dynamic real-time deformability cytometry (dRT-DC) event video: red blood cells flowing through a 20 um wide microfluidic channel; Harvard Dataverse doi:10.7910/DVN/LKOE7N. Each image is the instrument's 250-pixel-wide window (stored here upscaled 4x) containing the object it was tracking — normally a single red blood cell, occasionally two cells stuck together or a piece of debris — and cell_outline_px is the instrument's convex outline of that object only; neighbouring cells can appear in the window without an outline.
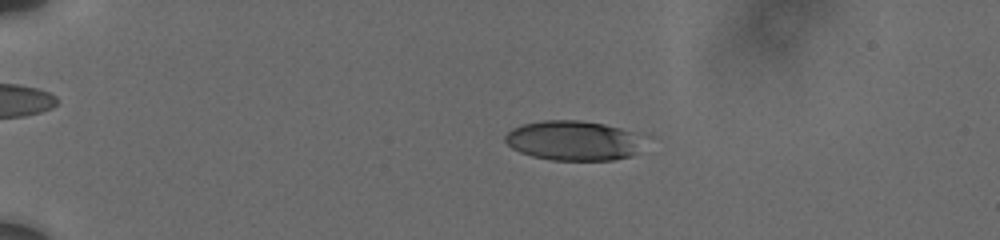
{"species": "human", "species_latin": "Homo sapiens", "temperature_condition": "cold", "stored_images_in_passage": 61, "camera_frame_rate_fps": 3000, "um_per_image_px": 0.085, "donor": {"sex": "male"}, "frame": {"image": 1, "passage_image": 10, "time_ms": 4.333, "image_size_px": [1000, 240], "cell_outline_px": [[640, 136], [636, 152], [632, 156], [612, 160], [552, 160], [532, 156], [520, 152], [512, 148], [504, 140], [504, 136], [512, 128], [524, 124], [544, 120], [580, 120], [604, 124], [620, 128], [632, 132]], "centroid_in_image_um": [48.67, 11.95], "position_along_channel_um": 36.3, "area_um2": 31.85}}
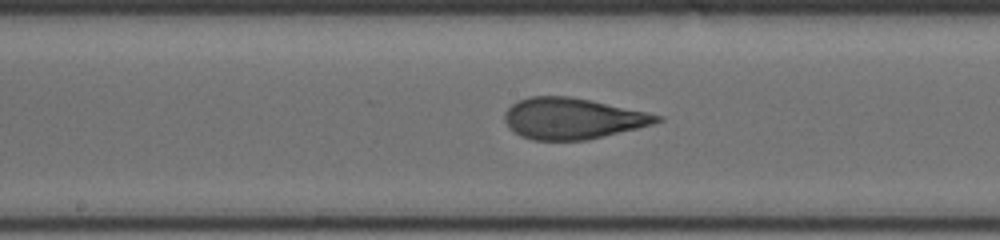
{"frame": {"image": 2, "passage_image": 30, "time_ms": 10.667, "image_size_px": [1000, 240], "cell_outline_px": [[664, 120], [652, 124], [588, 140], [532, 140], [520, 136], [512, 132], [508, 128], [504, 120], [504, 112], [516, 100], [528, 96], [568, 96], [592, 100], [664, 116]], "centroid_in_image_um": [48.61, 10.07], "position_along_channel_um": 199.6, "area_um2": 36.7}}
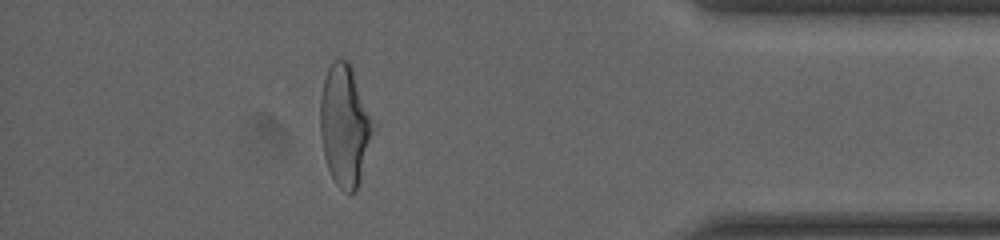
{"frame": {"image": 3, "passage_image": 51, "time_ms": 17.0, "image_size_px": [1000, 240], "cell_outline_px": [[376, 128], [356, 192], [344, 192], [336, 184], [328, 168], [324, 156], [320, 136], [320, 100], [324, 80], [328, 68], [336, 60], [348, 60], [376, 124]], "centroid_in_image_um": [29.33, 10.7], "position_along_channel_um": 405.9, "area_um2": 37.45}, "authors_computed_cell_mechanics": {"area_um2": 35.9516, "velocity_mm_per_s": 3.7297, "shape_relaxation_time_tau1_ms": 3.5925, "shape_relaxation_time_tau2_ms": 0.9856, "deformation_change_tau1": 0.1958, "deformation_change_tau2": 0.096}}